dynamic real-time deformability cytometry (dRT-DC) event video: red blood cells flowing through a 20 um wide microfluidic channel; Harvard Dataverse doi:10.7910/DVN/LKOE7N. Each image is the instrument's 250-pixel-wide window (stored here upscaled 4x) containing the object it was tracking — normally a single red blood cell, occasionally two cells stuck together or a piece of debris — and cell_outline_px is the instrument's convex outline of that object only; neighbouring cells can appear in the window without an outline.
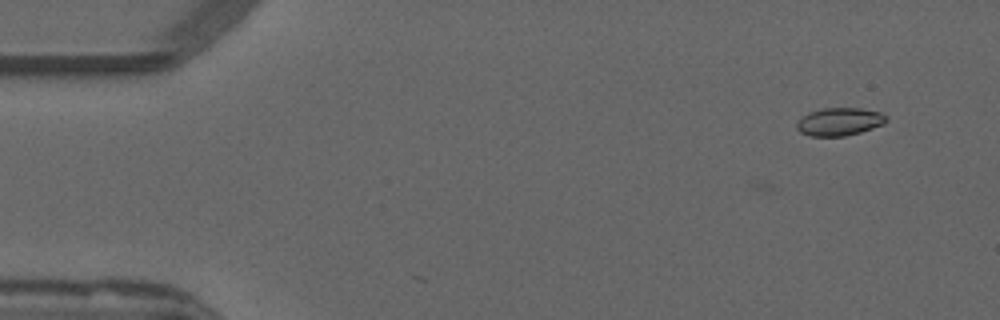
{"species": "common noctule bat (a hibernating species)", "species_latin": "Nyctalus noctula", "temperature_condition": "warm", "stored_images_in_passage": 3, "camera_frame_rate_fps": 3000, "um_per_image_px": 0.085, "animal": {"sex": "male", "forearm_length_mm": 52.5}, "frame": {"image": 1, "passage_image": 1, "time_ms": 0.0, "image_size_px": [1000, 320], "cell_outline_px": [[888, 120], [884, 124], [860, 132], [844, 136], [808, 136], [800, 132], [796, 128], [796, 124], [808, 112], [824, 108], [860, 108], [880, 112], [888, 116]], "centroid_in_image_um": [71.37, 10.34], "position_along_channel_um": 13.6, "area_um2": 14.57}}